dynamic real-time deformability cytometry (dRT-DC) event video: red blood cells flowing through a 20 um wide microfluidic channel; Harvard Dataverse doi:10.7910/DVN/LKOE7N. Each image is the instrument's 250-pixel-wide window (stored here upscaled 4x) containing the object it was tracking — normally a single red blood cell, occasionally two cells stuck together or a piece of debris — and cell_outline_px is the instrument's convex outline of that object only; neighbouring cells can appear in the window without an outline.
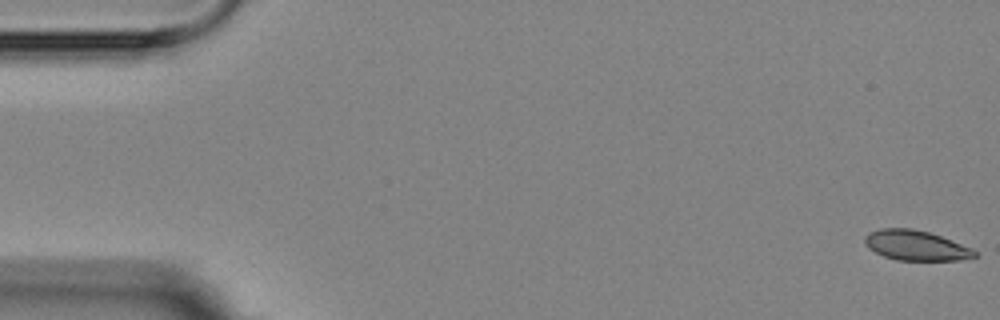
{"species": "Egyptian fruit bat (a non-hibernating species)", "species_latin": "Rousettus aegyptiacus", "temperature_condition": "room temperature", "stored_images_in_passage": 6, "segment_of_instrument_passage": [1, 2], "camera_frame_rate_fps": 3000, "um_per_image_px": 0.085, "animal": {"sex": "female"}, "frame": {"image": 1, "passage_image": 1, "time_ms": 0.0, "image_size_px": [1000, 320], "cell_outline_px": [[980, 256], [960, 260], [896, 260], [884, 256], [868, 248], [864, 244], [864, 236], [868, 232], [880, 228], [912, 228], [928, 232], [952, 240], [972, 248]], "centroid_in_image_um": [77.84, 20.86], "position_along_channel_um": 7.2, "area_um2": 19.36}}
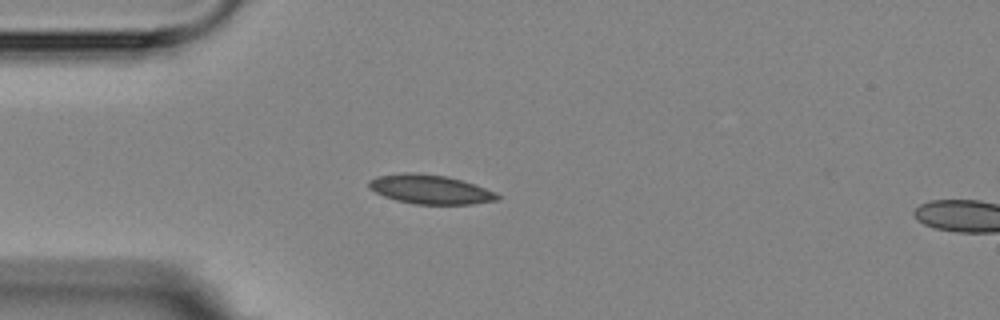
{"frame": {"image": 2, "passage_image": 5, "time_ms": 4.667, "image_size_px": [1000, 320], "cell_outline_px": [[500, 196], [496, 200], [472, 204], [416, 204], [396, 200], [384, 196], [368, 188], [368, 180], [376, 176], [404, 172], [412, 172], [448, 176], [496, 192]], "centroid_in_image_um": [36.51, 16.09], "position_along_channel_um": 48.5, "area_um2": 21.73}}